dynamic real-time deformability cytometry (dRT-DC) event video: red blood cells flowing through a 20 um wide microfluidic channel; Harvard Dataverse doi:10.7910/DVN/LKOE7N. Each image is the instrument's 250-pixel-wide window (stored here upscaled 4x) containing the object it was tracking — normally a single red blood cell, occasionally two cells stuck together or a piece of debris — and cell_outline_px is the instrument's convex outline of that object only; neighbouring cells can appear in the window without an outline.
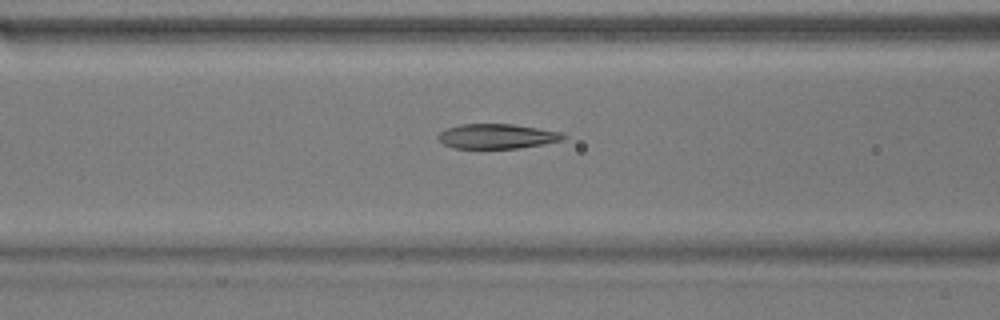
{"species": "common noctule bat (a hibernating species)", "species_latin": "Nyctalus noctula", "temperature_condition": "warm", "stored_images_in_passage": 54, "camera_frame_rate_fps": 3000, "um_per_image_px": 0.085, "animal": {"sex": "male", "body_mass_g": 17.9}, "frame": {"image": 1, "passage_image": 22, "time_ms": 7.0, "image_size_px": [1000, 320], "cell_outline_px": [[568, 136], [564, 140], [544, 144], [520, 148], [452, 148], [444, 144], [436, 136], [440, 132], [448, 128], [460, 124], [512, 124], [564, 132]], "centroid_in_image_um": [42.3, 11.58], "position_along_channel_um": 124.3, "area_um2": 18.21}}
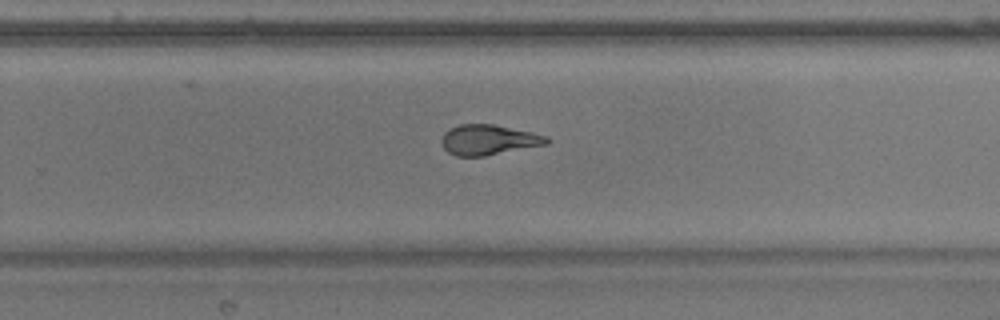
{"frame": {"image": 2, "passage_image": 35, "time_ms": 11.333, "image_size_px": [1000, 320], "cell_outline_px": [[552, 140], [548, 144], [484, 156], [456, 156], [448, 152], [444, 148], [440, 140], [444, 132], [448, 128], [460, 124], [492, 124], [532, 132], [548, 136]], "centroid_in_image_um": [41.53, 11.88], "position_along_channel_um": 288.3, "area_um2": 18.67}}
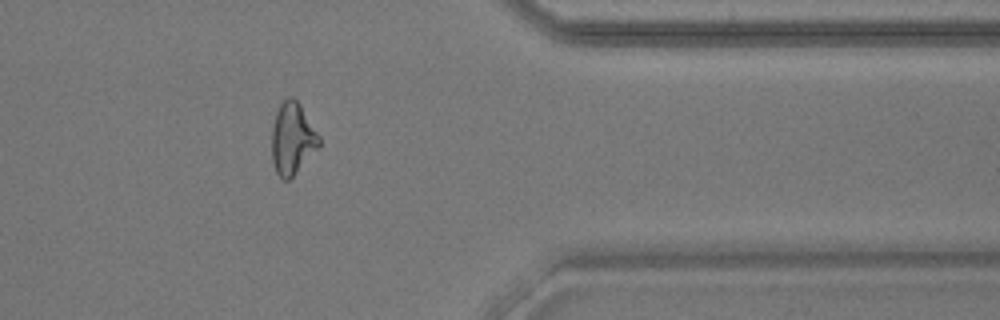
{"frame": {"image": 3, "passage_image": 44, "time_ms": 14.333, "image_size_px": [1000, 320], "cell_outline_px": [[320, 144], [292, 176], [288, 180], [284, 180], [276, 172], [272, 160], [272, 128], [276, 112], [280, 104], [288, 96], [292, 96], [300, 104], [320, 136]], "centroid_in_image_um": [24.84, 11.74], "position_along_channel_um": 386.6, "area_um2": 19.42}, "authors_computed_cell_mechanics": {"area_um2": 19.4208, "velocity_mm_per_s": 3.7855, "shape_relaxation_time_tau1_ms": 8.4498, "shape_relaxation_time_tau2_ms": 1.6183, "deformation_change_tau1": 0.2715, "deformation_change_tau2": 0.0936}}